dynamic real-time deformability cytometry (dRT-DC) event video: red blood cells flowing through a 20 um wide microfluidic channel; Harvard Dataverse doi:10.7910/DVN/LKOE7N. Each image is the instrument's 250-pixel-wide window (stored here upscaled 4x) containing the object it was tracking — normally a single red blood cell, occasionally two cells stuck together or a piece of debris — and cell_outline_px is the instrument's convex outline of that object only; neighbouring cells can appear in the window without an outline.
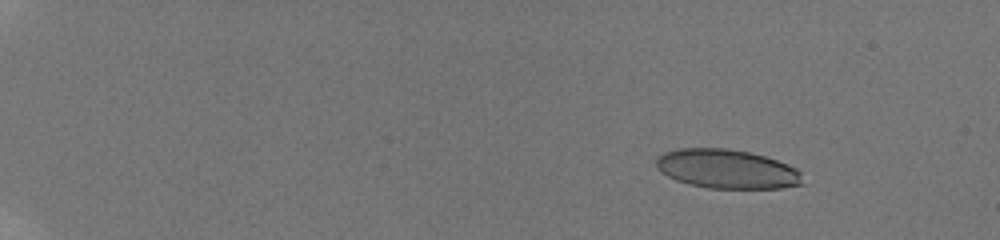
{"species": "human", "species_latin": "Homo sapiens", "temperature_condition": "room temperature", "stored_images_in_passage": 30, "camera_frame_rate_fps": 3000, "um_per_image_px": 0.085, "donor": {"sex": "male"}, "frame": {"image": 1, "passage_image": 9, "time_ms": 2.667, "image_size_px": [1000, 240], "cell_outline_px": [[804, 184], [780, 188], [708, 188], [688, 184], [676, 180], [668, 176], [656, 168], [656, 160], [664, 152], [676, 148], [728, 148], [748, 152], [764, 156], [788, 164], [796, 168], [800, 172]], "centroid_in_image_um": [61.78, 14.36], "position_along_channel_um": 23.2, "area_um2": 33.41}}
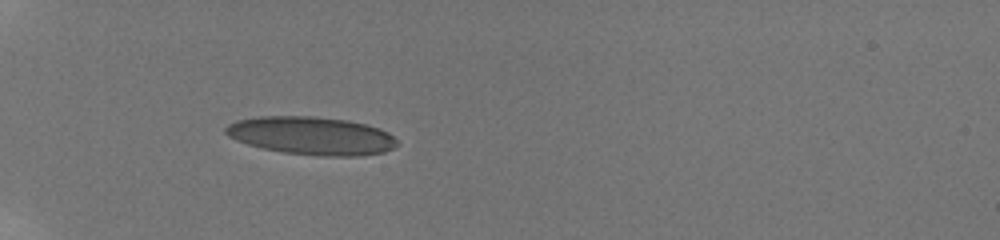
{"frame": {"image": 2, "passage_image": 29, "time_ms": 7.0, "image_size_px": [1000, 240], "cell_outline_px": [[400, 144], [384, 152], [360, 156], [320, 156], [284, 152], [264, 148], [248, 144], [236, 140], [228, 136], [224, 132], [224, 128], [228, 124], [236, 120], [260, 116], [316, 116], [348, 120], [380, 128], [388, 132]], "centroid_in_image_um": [26.48, 11.53], "position_along_channel_um": 58.5, "area_um2": 38.15}}